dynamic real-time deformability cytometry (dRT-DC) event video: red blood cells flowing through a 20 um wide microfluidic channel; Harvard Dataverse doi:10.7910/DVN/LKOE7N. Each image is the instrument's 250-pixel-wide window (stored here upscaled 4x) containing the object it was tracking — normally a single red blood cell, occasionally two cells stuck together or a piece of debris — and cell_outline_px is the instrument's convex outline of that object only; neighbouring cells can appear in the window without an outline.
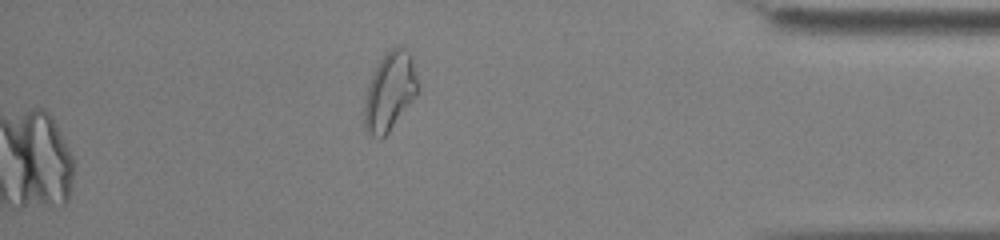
{"species": "common noctule bat (a hibernating species)", "species_latin": "Nyctalus noctula", "temperature_condition": "cold", "stored_images_in_passage": 50, "camera_frame_rate_fps": 3000, "um_per_image_px": 0.085, "animal": {"sex": "male", "body_mass_g": 13.0, "forearm_length_mm": 53.1}, "frame": {"image": 1, "passage_image": 50, "time_ms": 16.333, "image_size_px": [1000, 240], "cell_outline_px": [[420, 88], [416, 96], [388, 132], [380, 140], [372, 136], [368, 132], [364, 124], [364, 104], [368, 88], [372, 76], [380, 60], [396, 44], [400, 44], [412, 56], [420, 84]], "centroid_in_image_um": [33.17, 7.76], "position_along_channel_um": 402.0, "area_um2": 24.39}}